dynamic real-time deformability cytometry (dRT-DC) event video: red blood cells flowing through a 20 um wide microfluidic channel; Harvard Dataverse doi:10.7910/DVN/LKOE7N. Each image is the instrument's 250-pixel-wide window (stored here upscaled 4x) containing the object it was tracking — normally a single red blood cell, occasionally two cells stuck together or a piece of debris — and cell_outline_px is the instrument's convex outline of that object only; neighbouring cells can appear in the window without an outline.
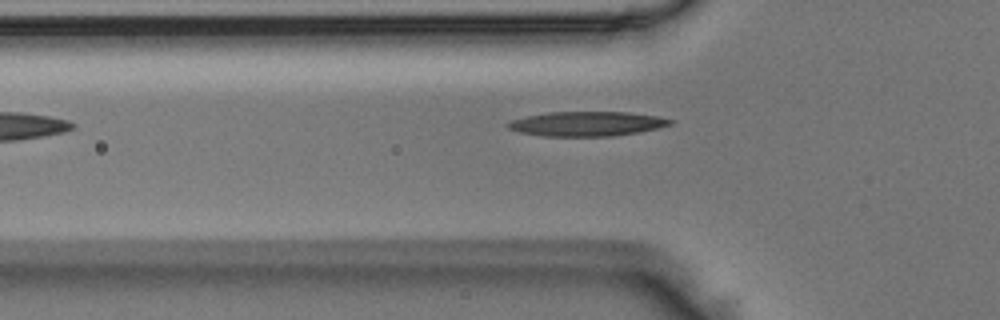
{"species": "Egyptian fruit bat (a non-hibernating species)", "species_latin": "Rousettus aegyptiacus", "temperature_condition": "room temperature", "stored_images_in_passage": 33, "camera_frame_rate_fps": 3000, "um_per_image_px": 0.085, "animal": {"sex": "male"}, "frame": {"image": 1, "passage_image": 2, "time_ms": 0.333, "image_size_px": [1000, 320], "cell_outline_px": [[676, 120], [672, 124], [640, 132], [612, 136], [544, 136], [520, 132], [508, 128], [504, 124], [512, 120], [528, 116], [548, 112], [628, 112], [656, 116]], "centroid_in_image_um": [49.9, 10.52], "position_along_channel_um": 75.9, "area_um2": 23.18}}
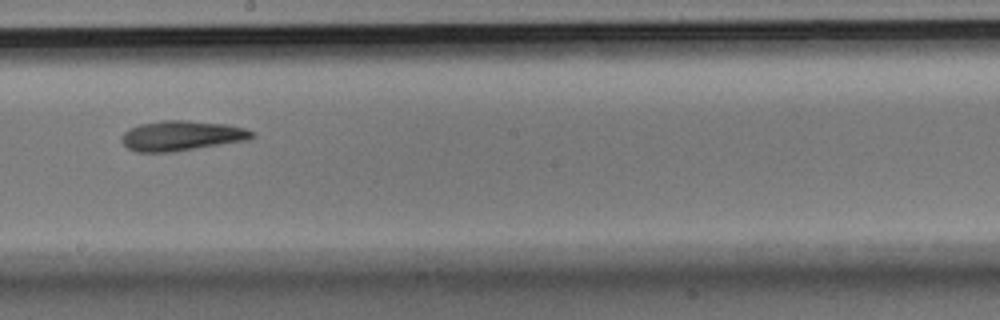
{"frame": {"image": 2, "passage_image": 14, "time_ms": 4.333, "image_size_px": [1000, 320], "cell_outline_px": [[256, 136], [248, 140], [176, 152], [136, 152], [128, 148], [124, 144], [124, 132], [128, 128], [140, 124], [164, 120], [188, 120], [224, 124], [244, 128], [256, 132]], "centroid_in_image_um": [15.49, 11.54], "position_along_channel_um": 232.7, "area_um2": 22.89}}
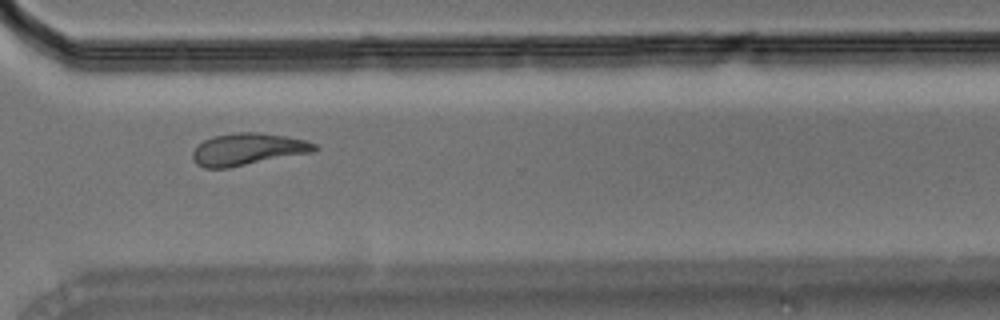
{"frame": {"image": 3, "passage_image": 23, "time_ms": 7.333, "image_size_px": [1000, 320], "cell_outline_px": [[320, 148], [316, 152], [228, 168], [204, 168], [196, 164], [192, 160], [192, 152], [204, 140], [212, 136], [236, 132], [260, 132], [308, 140], [316, 144]], "centroid_in_image_um": [21.11, 12.69], "position_along_channel_um": 349.5, "area_um2": 23.12}}